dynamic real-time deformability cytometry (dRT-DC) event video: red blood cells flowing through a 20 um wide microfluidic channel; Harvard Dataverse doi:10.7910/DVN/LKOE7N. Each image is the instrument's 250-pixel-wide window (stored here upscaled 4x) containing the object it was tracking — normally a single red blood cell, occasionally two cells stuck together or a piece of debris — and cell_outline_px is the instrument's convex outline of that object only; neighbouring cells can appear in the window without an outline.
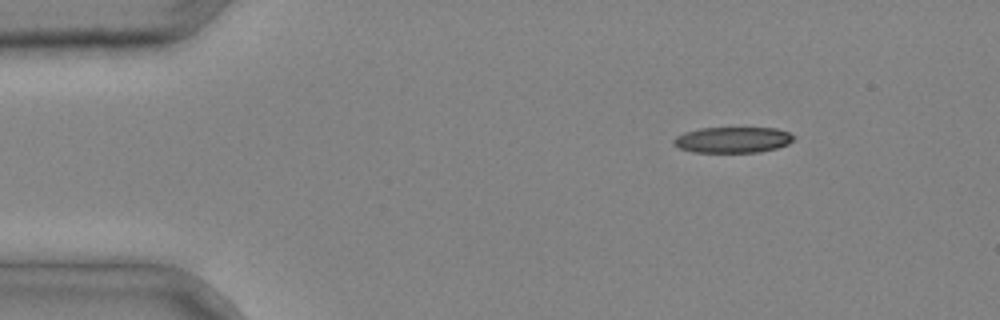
{"species": "common noctule bat (a hibernating species)", "species_latin": "Nyctalus noctula", "temperature_condition": "cold", "stored_images_in_passage": 4, "camera_frame_rate_fps": 3000, "um_per_image_px": 0.085, "animal": {"sex": "male", "body_mass_g": 20.4}, "frame": {"image": 1, "passage_image": 1, "time_ms": 0.0, "image_size_px": [1000, 320], "cell_outline_px": [[796, 136], [788, 144], [776, 148], [760, 152], [692, 152], [680, 148], [672, 144], [672, 140], [676, 136], [684, 132], [700, 128], [776, 128], [788, 132]], "centroid_in_image_um": [62.26, 11.88], "position_along_channel_um": 22.7, "area_um2": 18.15}}
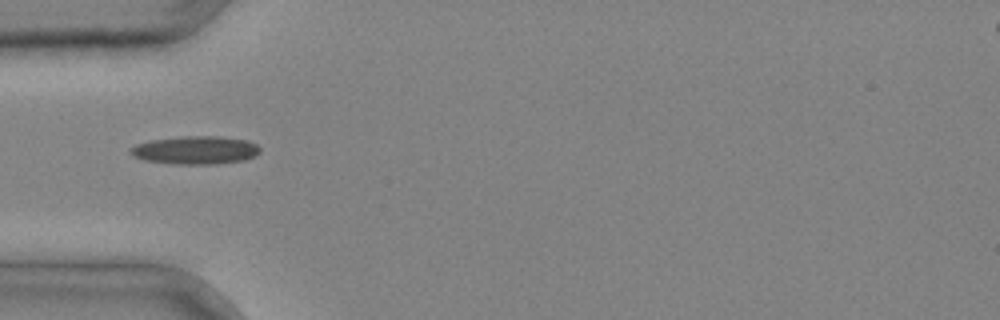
{"frame": {"image": 2, "passage_image": 3, "time_ms": 0.667, "image_size_px": [1000, 320], "cell_outline_px": [[260, 152], [256, 156], [244, 160], [216, 164], [172, 164], [144, 160], [132, 156], [128, 152], [128, 148], [136, 144], [152, 140], [184, 136], [220, 136], [248, 140], [256, 144], [260, 148]], "centroid_in_image_um": [16.6, 12.76], "position_along_channel_um": 68.4, "area_um2": 21.5}}